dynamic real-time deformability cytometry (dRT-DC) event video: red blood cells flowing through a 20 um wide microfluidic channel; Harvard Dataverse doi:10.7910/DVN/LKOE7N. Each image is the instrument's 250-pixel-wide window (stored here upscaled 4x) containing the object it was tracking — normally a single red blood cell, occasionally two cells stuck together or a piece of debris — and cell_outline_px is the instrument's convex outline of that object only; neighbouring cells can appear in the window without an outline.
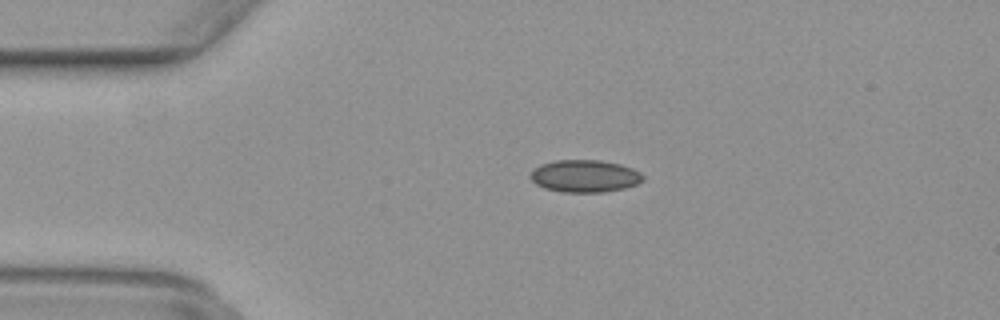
{"species": "common noctule bat (a hibernating species)", "species_latin": "Nyctalus noctula", "temperature_condition": "warm", "stored_images_in_passage": 49, "camera_frame_rate_fps": 3000, "um_per_image_px": 0.085, "animal": {"sex": "female", "body_mass_g": 29.2, "forearm_length_mm": 56.3}, "frame": {"image": 1, "passage_image": 10, "time_ms": 3.0, "image_size_px": [1000, 320], "cell_outline_px": [[644, 180], [636, 184], [624, 188], [604, 192], [564, 192], [544, 188], [536, 184], [528, 176], [540, 164], [556, 160], [600, 160], [620, 164], [632, 168], [640, 172], [644, 176]], "centroid_in_image_um": [49.71, 14.96], "position_along_channel_um": 35.3, "area_um2": 21.21}}
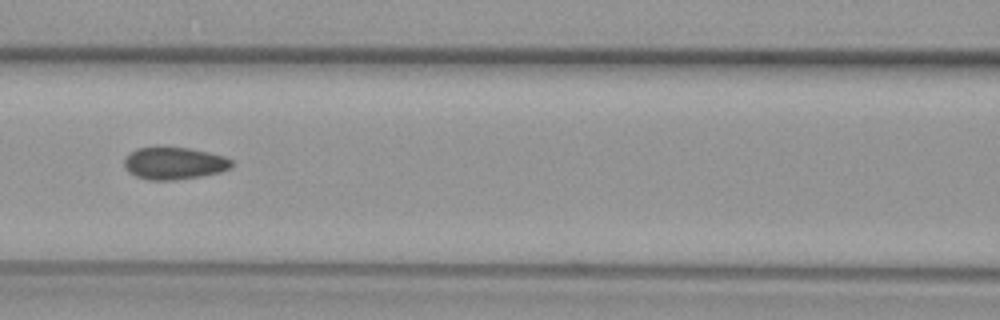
{"frame": {"image": 2, "passage_image": 21, "time_ms": 6.667, "image_size_px": [1000, 320], "cell_outline_px": [[232, 164], [228, 168], [220, 172], [200, 176], [172, 180], [148, 180], [136, 176], [128, 172], [124, 168], [124, 160], [136, 148], [188, 148], [208, 152], [224, 156], [232, 160]], "centroid_in_image_um": [14.78, 13.89], "position_along_channel_um": 151.8, "area_um2": 19.83}}
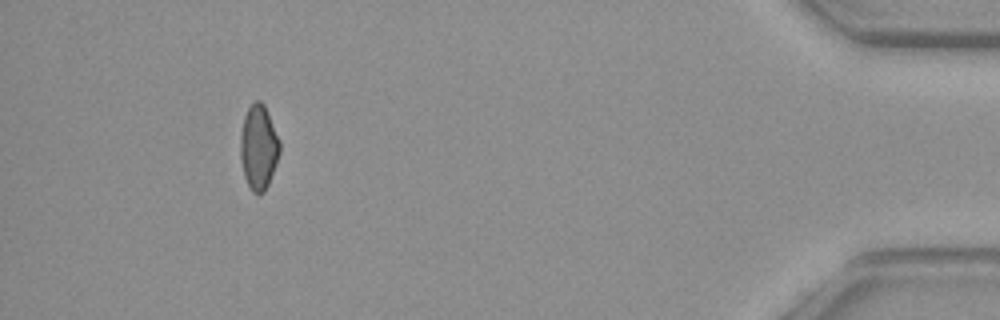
{"frame": {"image": 3, "passage_image": 45, "time_ms": 14.667, "image_size_px": [1000, 320], "cell_outline_px": [[280, 152], [268, 184], [264, 192], [256, 196], [252, 192], [244, 176], [240, 156], [240, 136], [244, 116], [248, 108], [256, 100], [260, 100], [264, 104], [280, 140]], "centroid_in_image_um": [21.97, 12.53], "position_along_channel_um": 413.2, "area_um2": 19.42}}